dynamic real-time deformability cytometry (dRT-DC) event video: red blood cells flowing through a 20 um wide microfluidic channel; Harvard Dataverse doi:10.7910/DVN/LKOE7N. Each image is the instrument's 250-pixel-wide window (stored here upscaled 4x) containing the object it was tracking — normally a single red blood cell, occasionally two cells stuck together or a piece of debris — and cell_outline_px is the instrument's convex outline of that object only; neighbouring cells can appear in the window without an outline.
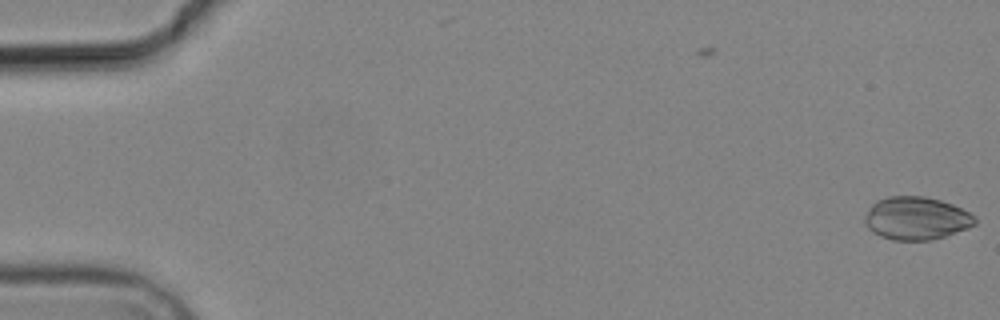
{"species": "common noctule bat (a hibernating species)", "species_latin": "Nyctalus noctula", "temperature_condition": "cold", "stored_images_in_passage": 2, "camera_frame_rate_fps": 3000, "um_per_image_px": 0.085, "animal": {"sex": "male", "body_mass_g": 19.2, "forearm_length_mm": 51.8}, "frame": {"image": 1, "passage_image": 2, "time_ms": 1.333, "image_size_px": [1000, 320], "cell_outline_px": [[976, 224], [968, 228], [932, 240], [892, 240], [880, 236], [872, 232], [864, 224], [864, 216], [868, 208], [876, 200], [888, 196], [924, 196], [940, 200], [952, 204], [976, 216]], "centroid_in_image_um": [77.85, 18.55], "position_along_channel_um": 7.1, "area_um2": 27.74}}